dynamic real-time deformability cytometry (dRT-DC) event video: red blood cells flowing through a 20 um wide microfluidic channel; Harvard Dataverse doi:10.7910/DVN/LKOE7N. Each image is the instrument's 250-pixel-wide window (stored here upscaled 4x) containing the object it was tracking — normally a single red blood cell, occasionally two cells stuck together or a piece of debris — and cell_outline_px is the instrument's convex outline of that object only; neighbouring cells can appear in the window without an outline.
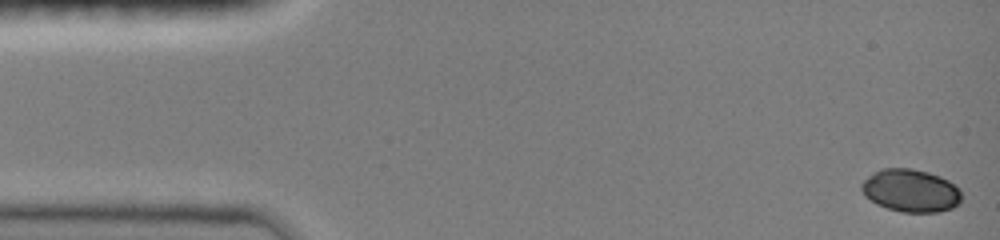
{"species": "common noctule bat (a hibernating species)", "species_latin": "Nyctalus noctula", "temperature_condition": "room temperature", "stored_images_in_passage": 27, "camera_frame_rate_fps": 3000, "um_per_image_px": 0.085, "animal": {"sex": "female", "body_mass_g": 19.0, "forearm_length_mm": 51.5}, "frame": {"image": 1, "passage_image": 1, "time_ms": 0.0, "image_size_px": [1000, 240], "cell_outline_px": [[960, 204], [952, 208], [940, 212], [900, 212], [876, 204], [864, 196], [860, 188], [860, 184], [868, 176], [880, 168], [912, 168], [928, 172], [940, 176], [948, 180], [960, 188]], "centroid_in_image_um": [77.4, 16.2], "position_along_channel_um": 7.6, "area_um2": 25.2}}
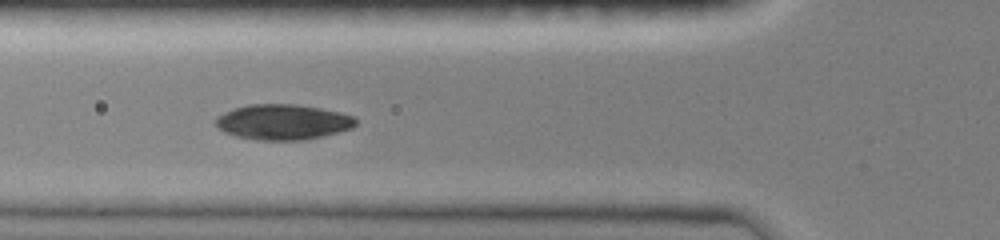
{"frame": {"image": 2, "passage_image": 16, "time_ms": 5.333, "image_size_px": [1000, 240], "cell_outline_px": [[356, 124], [352, 128], [320, 136], [300, 140], [260, 140], [236, 136], [224, 132], [216, 128], [216, 116], [224, 112], [248, 104], [296, 104], [320, 108], [340, 112], [352, 116], [356, 120]], "centroid_in_image_um": [24.01, 10.36], "position_along_channel_um": 101.8, "area_um2": 28.67}}
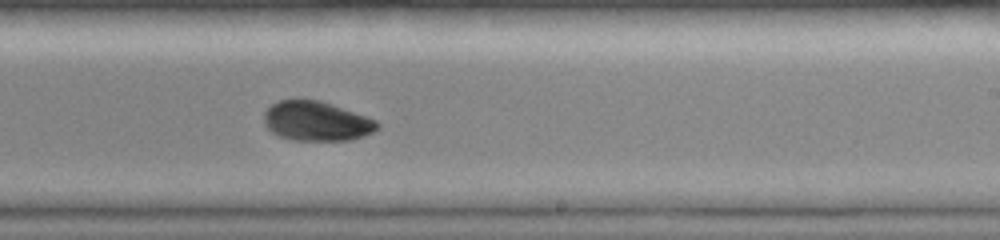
{"frame": {"image": 3, "passage_image": 27, "time_ms": 9.333, "image_size_px": [1000, 240], "cell_outline_px": [[380, 128], [364, 136], [348, 140], [292, 140], [280, 136], [272, 132], [264, 124], [264, 112], [272, 104], [280, 100], [296, 96], [320, 100], [332, 104], [376, 120], [380, 124]], "centroid_in_image_um": [26.87, 10.26], "position_along_channel_um": 262.1, "area_um2": 26.53}}